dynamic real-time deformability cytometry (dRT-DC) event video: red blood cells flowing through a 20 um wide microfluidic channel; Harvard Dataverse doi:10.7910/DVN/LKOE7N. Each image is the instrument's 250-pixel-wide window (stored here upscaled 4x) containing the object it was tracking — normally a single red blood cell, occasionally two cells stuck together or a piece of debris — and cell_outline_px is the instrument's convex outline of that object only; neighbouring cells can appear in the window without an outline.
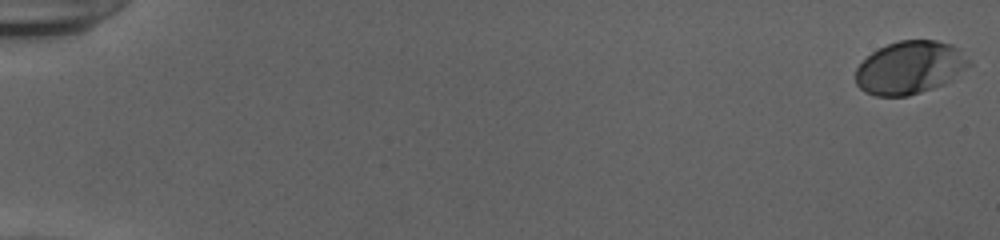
{"species": "human", "species_latin": "Homo sapiens", "temperature_condition": "cold", "stored_images_in_passage": 55, "camera_frame_rate_fps": 3000, "um_per_image_px": 0.085, "donor": {"sex": "female"}, "frame": {"image": 1, "passage_image": 1, "time_ms": 0.0, "image_size_px": [1000, 240], "cell_outline_px": [[972, 64], [944, 84], [908, 96], [876, 96], [864, 92], [856, 84], [856, 68], [872, 52], [888, 44], [900, 40], [936, 40], [952, 44], [960, 48]], "centroid_in_image_um": [77.35, 5.74], "position_along_channel_um": 7.7, "area_um2": 34.91}}
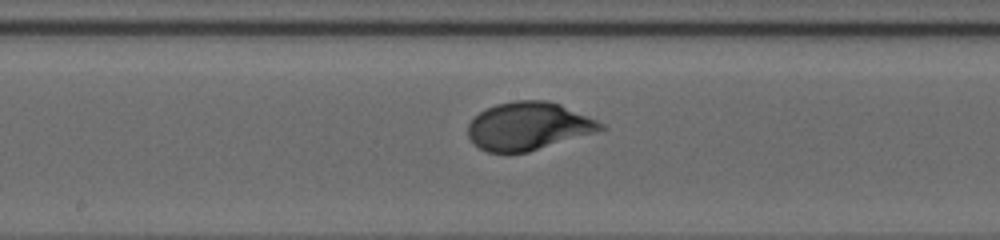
{"frame": {"image": 2, "passage_image": 31, "time_ms": 10.0, "image_size_px": [1000, 240], "cell_outline_px": [[608, 128], [596, 132], [528, 152], [488, 152], [480, 148], [468, 136], [468, 124], [480, 112], [496, 104], [516, 100], [548, 100], [560, 104], [596, 120], [604, 124]], "centroid_in_image_um": [44.93, 10.71], "position_along_channel_um": 203.3, "area_um2": 36.7}}
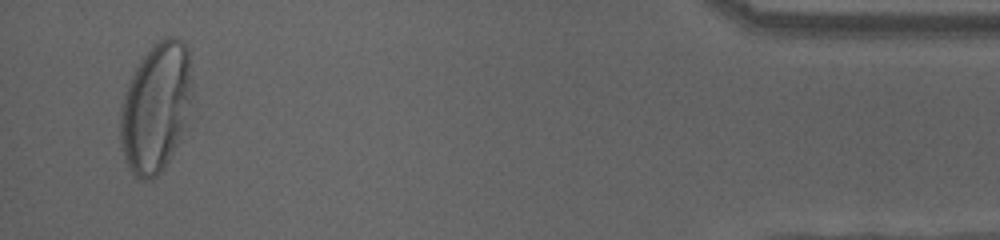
{"frame": {"image": 3, "passage_image": 53, "time_ms": 17.333, "image_size_px": [1000, 240], "cell_outline_px": [[192, 96], [180, 136], [164, 168], [152, 180], [140, 180], [132, 172], [120, 148], [120, 108], [128, 80], [140, 60], [164, 36], [176, 36], [188, 48], [192, 88]], "centroid_in_image_um": [13.22, 9.13], "position_along_channel_um": 422.0, "area_um2": 53.81}, "authors_computed_cell_mechanics": {"area_um2": 36.0672, "velocity_mm_per_s": 3.8812, "shape_relaxation_time_tau1_ms": 3.7438, "shape_relaxation_time_tau2_ms": null, "deformation_change_tau1": 0.1807, "deformation_change_tau2": null}}